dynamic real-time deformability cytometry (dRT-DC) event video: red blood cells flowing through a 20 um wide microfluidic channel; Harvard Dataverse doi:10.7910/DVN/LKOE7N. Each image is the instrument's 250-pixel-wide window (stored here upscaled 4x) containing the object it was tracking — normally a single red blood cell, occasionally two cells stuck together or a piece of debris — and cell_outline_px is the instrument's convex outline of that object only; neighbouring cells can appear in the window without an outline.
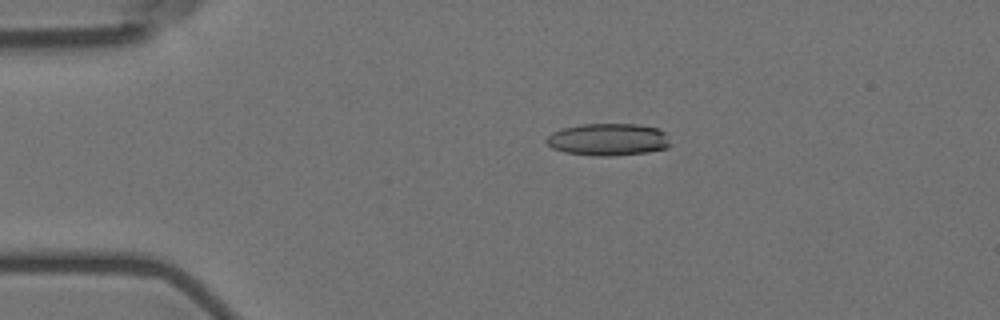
{"species": "Egyptian fruit bat (a non-hibernating species)", "species_latin": "Rousettus aegyptiacus", "temperature_condition": "room temperature", "stored_images_in_passage": 7, "camera_frame_rate_fps": 3000, "um_per_image_px": 0.085, "animal": {"sex": "female"}, "frame": {"image": 1, "passage_image": 3, "time_ms": 2.333, "image_size_px": [1000, 320], "cell_outline_px": [[672, 144], [668, 148], [648, 152], [612, 156], [596, 156], [564, 152], [552, 148], [544, 140], [552, 132], [564, 128], [580, 124], [640, 124], [656, 128], [664, 132]], "centroid_in_image_um": [51.71, 11.86], "position_along_channel_um": 33.3, "area_um2": 23.41}}
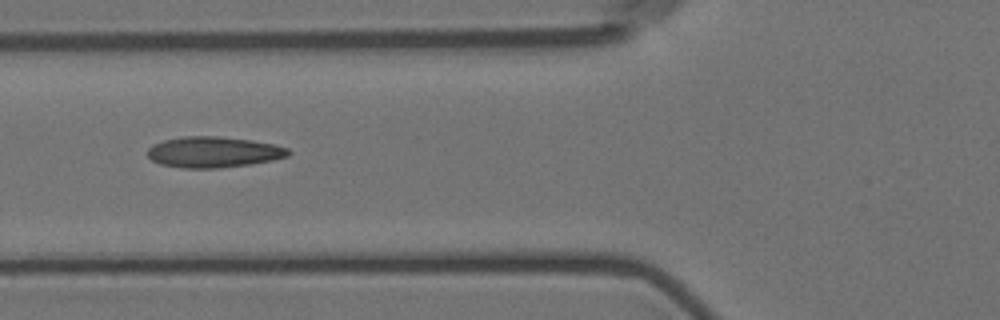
{"frame": {"image": 2, "passage_image": 6, "time_ms": 5.667, "image_size_px": [1000, 320], "cell_outline_px": [[292, 152], [288, 156], [272, 160], [252, 164], [216, 168], [184, 168], [160, 164], [152, 160], [148, 156], [148, 148], [152, 144], [164, 140], [184, 136], [216, 136], [252, 140], [276, 144], [288, 148]], "centroid_in_image_um": [18.17, 12.92], "position_along_channel_um": 107.6, "area_um2": 25.43}}
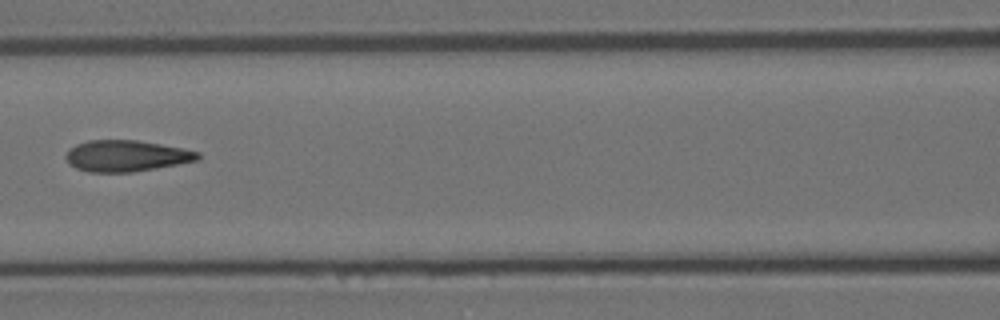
{"frame": {"image": 3, "passage_image": 7, "time_ms": 7.0, "image_size_px": [1000, 320], "cell_outline_px": [[200, 160], [156, 168], [132, 172], [88, 172], [76, 168], [68, 164], [64, 156], [76, 144], [88, 140], [136, 140], [184, 148], [200, 152]], "centroid_in_image_um": [10.74, 13.25], "position_along_channel_um": 155.9, "area_um2": 24.1}}